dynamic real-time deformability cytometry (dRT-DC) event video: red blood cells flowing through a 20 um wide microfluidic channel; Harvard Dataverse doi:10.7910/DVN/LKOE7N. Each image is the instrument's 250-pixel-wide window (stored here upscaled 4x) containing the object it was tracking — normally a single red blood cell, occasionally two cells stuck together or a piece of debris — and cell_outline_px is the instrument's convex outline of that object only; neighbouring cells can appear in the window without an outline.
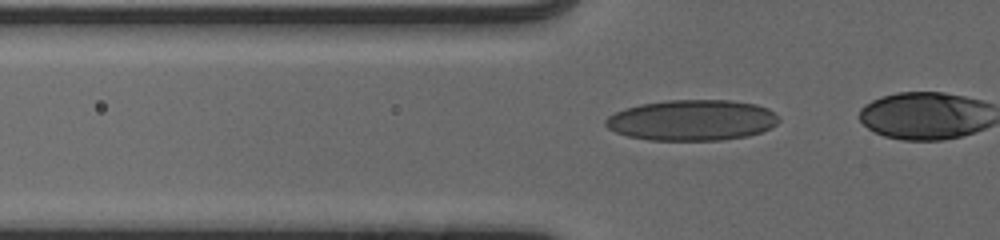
{"species": "human", "species_latin": "Homo sapiens", "temperature_condition": "cold", "stored_images_in_passage": 22, "camera_frame_rate_fps": 3000, "um_per_image_px": 0.085, "donor": {"sex": "male"}, "frame": {"image": 1, "passage_image": 16, "time_ms": 5.0, "image_size_px": [1000, 240], "cell_outline_px": [[780, 120], [776, 124], [760, 132], [748, 136], [720, 140], [648, 140], [628, 136], [616, 132], [608, 128], [604, 124], [604, 120], [608, 116], [624, 108], [640, 104], [668, 100], [728, 100], [756, 104], [768, 108], [780, 116]], "centroid_in_image_um": [58.82, 10.21], "position_along_channel_um": 67.0, "area_um2": 41.27}}
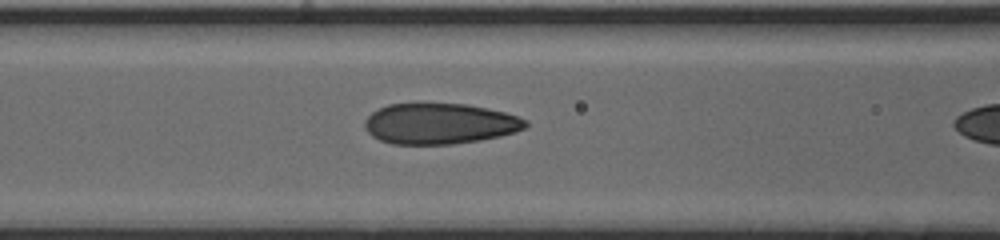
{"frame": {"image": 2, "passage_image": 21, "time_ms": 6.667, "image_size_px": [1000, 240], "cell_outline_px": [[528, 124], [524, 128], [516, 132], [500, 136], [480, 140], [452, 144], [392, 144], [380, 140], [372, 136], [364, 128], [364, 120], [372, 112], [388, 104], [468, 104], [488, 108], [504, 112], [528, 120]], "centroid_in_image_um": [37.37, 10.52], "position_along_channel_um": 129.2, "area_um2": 38.21}}